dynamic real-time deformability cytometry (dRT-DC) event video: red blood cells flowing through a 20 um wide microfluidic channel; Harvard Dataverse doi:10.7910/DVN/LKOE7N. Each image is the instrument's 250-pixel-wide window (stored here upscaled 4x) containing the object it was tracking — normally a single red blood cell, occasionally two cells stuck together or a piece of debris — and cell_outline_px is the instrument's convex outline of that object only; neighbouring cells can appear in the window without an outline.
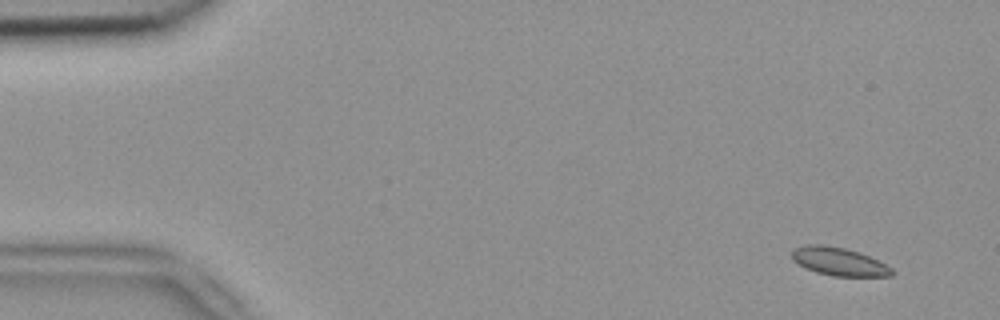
{"species": "common noctule bat (a hibernating species)", "species_latin": "Nyctalus noctula", "temperature_condition": "room temperature", "stored_images_in_passage": 4, "camera_frame_rate_fps": 3000, "um_per_image_px": 0.085, "animal": {"sex": "female", "body_mass_g": 18.4}, "frame": {"image": 1, "passage_image": 1, "time_ms": 0.0, "image_size_px": [1000, 320], "cell_outline_px": [[896, 272], [892, 276], [832, 276], [816, 272], [792, 260], [792, 252], [796, 248], [808, 244], [824, 244], [844, 248], [860, 252], [892, 268]], "centroid_in_image_um": [71.33, 22.23], "position_along_channel_um": 13.7, "area_um2": 16.24}}
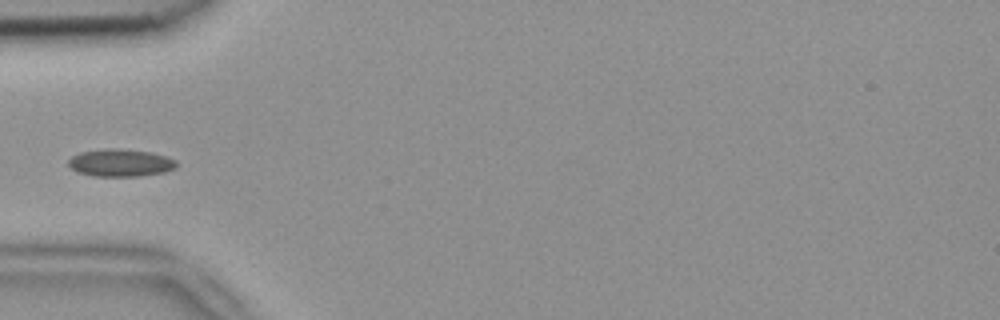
{"frame": {"image": 2, "passage_image": 4, "time_ms": 1.0, "image_size_px": [1000, 320], "cell_outline_px": [[176, 168], [164, 172], [140, 176], [92, 176], [76, 172], [68, 164], [68, 160], [72, 156], [80, 152], [104, 148], [116, 148], [152, 152], [176, 160]], "centroid_in_image_um": [10.22, 13.83], "position_along_channel_um": 74.8, "area_um2": 17.4}}